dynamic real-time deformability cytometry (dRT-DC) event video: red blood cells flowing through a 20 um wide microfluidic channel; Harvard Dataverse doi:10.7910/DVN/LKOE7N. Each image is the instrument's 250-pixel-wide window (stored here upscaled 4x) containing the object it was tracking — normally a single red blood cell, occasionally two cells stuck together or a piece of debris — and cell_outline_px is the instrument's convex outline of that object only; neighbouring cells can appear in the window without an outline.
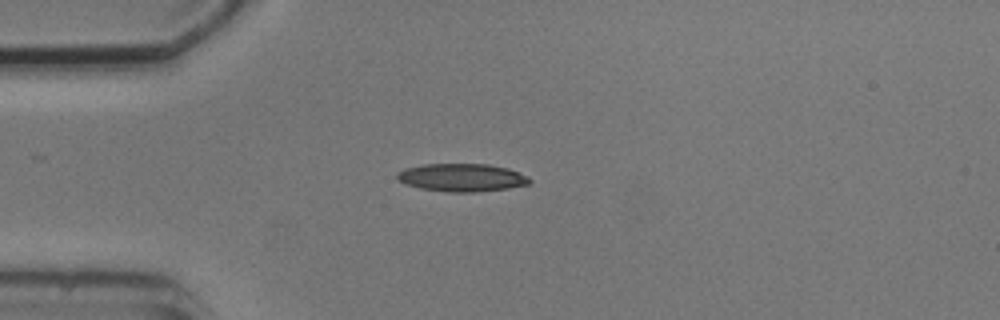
{"species": "common noctule bat (a hibernating species)", "species_latin": "Nyctalus noctula", "temperature_condition": "cold", "stored_images_in_passage": 2, "camera_frame_rate_fps": 3000, "um_per_image_px": 0.085, "animal": {"sex": "male", "body_mass_g": 20.5, "forearm_length_mm": 52.5}, "frame": {"image": 1, "passage_image": 2, "time_ms": 2.0, "image_size_px": [1000, 320], "cell_outline_px": [[532, 180], [528, 184], [508, 188], [476, 192], [448, 192], [420, 188], [404, 184], [396, 176], [396, 172], [404, 168], [424, 164], [488, 164], [508, 168], [528, 176]], "centroid_in_image_um": [39.24, 15.09], "position_along_channel_um": 45.8, "area_um2": 21.62}}